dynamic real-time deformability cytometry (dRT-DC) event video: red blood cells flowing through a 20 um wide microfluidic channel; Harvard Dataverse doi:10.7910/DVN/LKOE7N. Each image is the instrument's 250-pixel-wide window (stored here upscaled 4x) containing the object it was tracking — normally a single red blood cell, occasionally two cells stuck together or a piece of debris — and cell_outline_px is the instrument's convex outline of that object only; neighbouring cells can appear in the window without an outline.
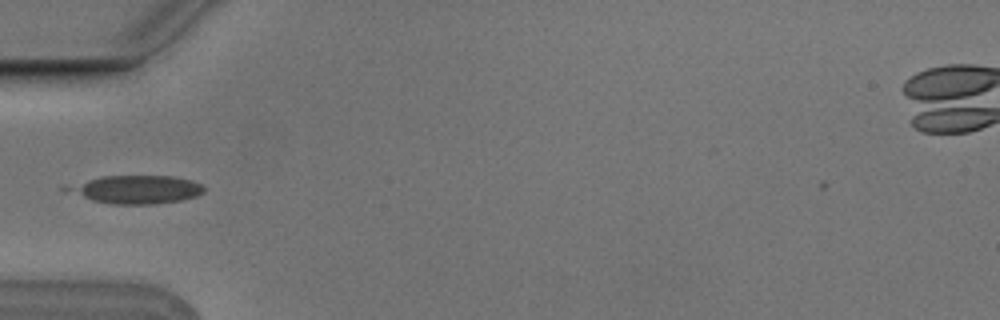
{"species": "Egyptian fruit bat (a non-hibernating species)", "species_latin": "Rousettus aegyptiacus", "temperature_condition": "cold", "stored_images_in_passage": 5, "camera_frame_rate_fps": 3000, "um_per_image_px": 0.085, "animal": {"sex": "male"}, "frame": {"image": 1, "passage_image": 4, "time_ms": 1.0, "image_size_px": [1000, 320], "cell_outline_px": [[204, 192], [196, 196], [180, 200], [156, 204], [112, 204], [92, 200], [64, 192], [60, 188], [64, 184], [100, 176], [172, 176], [192, 180], [200, 184], [204, 188]], "centroid_in_image_um": [11.43, 16.1], "position_along_channel_um": 73.6, "area_um2": 22.95}}